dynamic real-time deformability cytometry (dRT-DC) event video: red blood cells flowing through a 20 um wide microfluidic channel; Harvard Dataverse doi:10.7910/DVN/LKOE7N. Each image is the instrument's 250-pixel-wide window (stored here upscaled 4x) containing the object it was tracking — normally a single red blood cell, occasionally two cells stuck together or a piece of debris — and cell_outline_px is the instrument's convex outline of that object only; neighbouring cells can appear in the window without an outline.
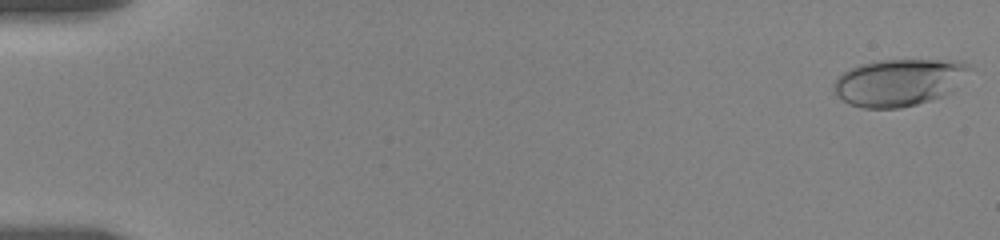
{"species": "human", "species_latin": "Homo sapiens", "temperature_condition": "room temperature", "stored_images_in_passage": 47, "camera_frame_rate_fps": 3000, "um_per_image_px": 0.085, "donor": {"sex": "female"}, "frame": {"image": 1, "passage_image": 1, "time_ms": 0.0, "image_size_px": [1000, 240], "cell_outline_px": [[976, 68], [952, 92], [932, 100], [900, 108], [864, 108], [848, 104], [836, 96], [832, 88], [832, 84], [844, 72], [860, 64], [876, 60], [960, 60], [972, 64]], "centroid_in_image_um": [76.49, 6.99], "position_along_channel_um": 8.5, "area_um2": 37.97}}
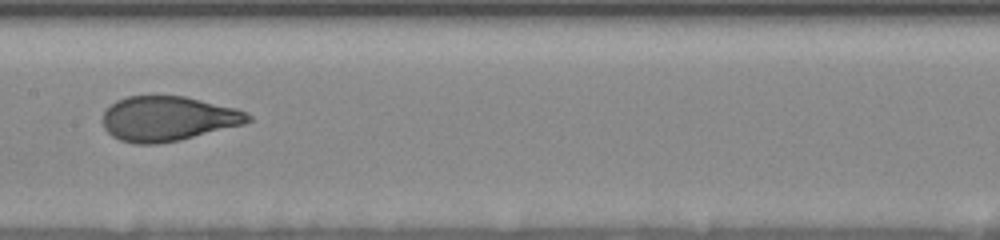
{"frame": {"image": 2, "passage_image": 26, "time_ms": 9.667, "image_size_px": [1000, 240], "cell_outline_px": [[252, 120], [244, 124], [180, 140], [156, 144], [136, 144], [120, 140], [112, 136], [104, 128], [104, 112], [116, 100], [128, 96], [184, 96], [236, 108], [248, 112], [252, 116]], "centroid_in_image_um": [14.3, 10.09], "position_along_channel_um": 193.1, "area_um2": 37.86}}
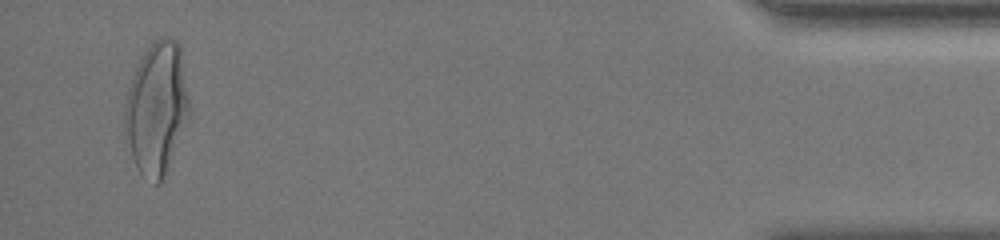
{"frame": {"image": 3, "passage_image": 45, "time_ms": 18.0, "image_size_px": [1000, 240], "cell_outline_px": [[192, 116], [164, 176], [160, 184], [156, 184], [140, 172], [136, 168], [132, 156], [124, 120], [124, 112], [128, 92], [136, 64], [152, 40], [160, 36], [172, 36], [180, 44], [192, 112]], "centroid_in_image_um": [13.39, 9.14], "position_along_channel_um": 421.8, "area_um2": 50.34}, "authors_computed_cell_mechanics": {"area_um2": 37.9746, "velocity_mm_per_s": 3.5613, "shape_relaxation_time_tau1_ms": 5.5641, "shape_relaxation_time_tau2_ms": null, "deformation_change_tau1": 0.208, "deformation_change_tau2": null}}